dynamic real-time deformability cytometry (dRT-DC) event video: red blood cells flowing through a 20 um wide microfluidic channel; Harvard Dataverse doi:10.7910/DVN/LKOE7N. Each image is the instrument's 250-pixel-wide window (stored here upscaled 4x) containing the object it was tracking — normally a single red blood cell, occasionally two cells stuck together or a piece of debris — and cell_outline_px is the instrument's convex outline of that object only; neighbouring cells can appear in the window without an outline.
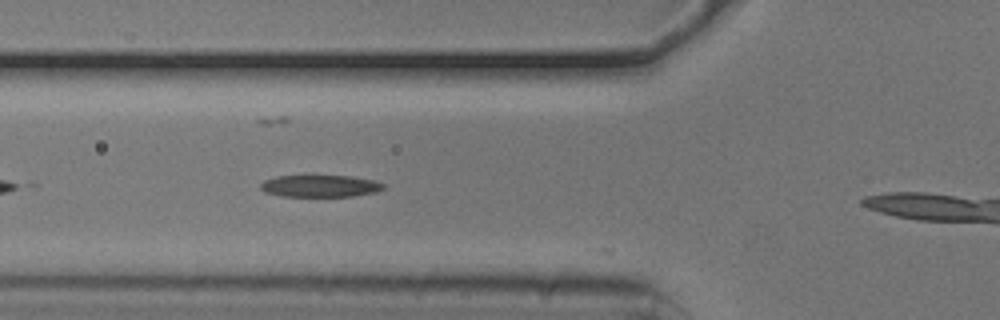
{"species": "common noctule bat (a hibernating species)", "species_latin": "Nyctalus noctula", "temperature_condition": "cold", "stored_images_in_passage": 13, "camera_frame_rate_fps": 3000, "um_per_image_px": 0.085, "animal": {"sex": "male", "body_mass_g": 20.5, "forearm_length_mm": 52.5}, "frame": {"image": 1, "passage_image": 11, "time_ms": 3.333, "image_size_px": [1000, 320], "cell_outline_px": [[384, 188], [376, 192], [352, 196], [284, 196], [264, 192], [260, 188], [260, 184], [264, 180], [276, 176], [352, 176], [376, 180], [384, 184]], "centroid_in_image_um": [27.22, 15.8], "position_along_channel_um": 98.6, "area_um2": 15.72}}